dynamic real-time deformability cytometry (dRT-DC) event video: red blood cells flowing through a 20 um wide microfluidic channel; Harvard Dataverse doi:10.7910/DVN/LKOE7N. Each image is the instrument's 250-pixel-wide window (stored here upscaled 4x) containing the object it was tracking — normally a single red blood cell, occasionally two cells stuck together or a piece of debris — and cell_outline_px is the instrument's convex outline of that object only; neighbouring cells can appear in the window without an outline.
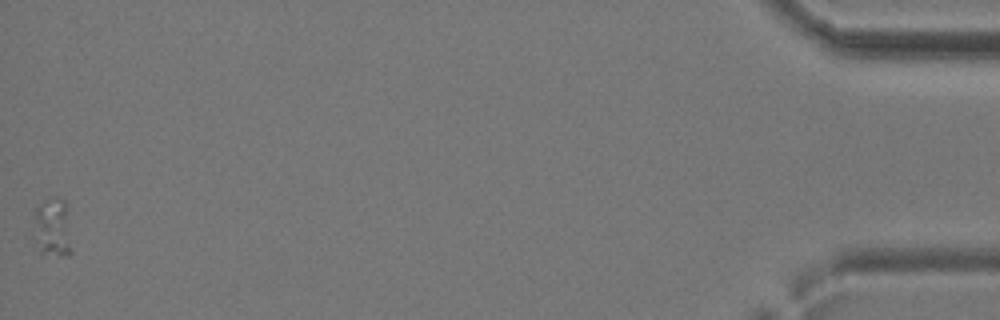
{"species": "common noctule bat (a hibernating species)", "species_latin": "Nyctalus noctula", "temperature_condition": "cold", "stored_images_in_passage": 27, "camera_frame_rate_fps": 3000, "um_per_image_px": 0.085, "animal": {"sex": "female", "body_mass_g": 24.6, "forearm_length_mm": 56.2}, "frame": {"image": 1, "passage_image": 27, "time_ms": 8.667, "image_size_px": [1000, 320], "cell_outline_px": [[72, 252], [68, 256], [40, 256], [32, 236], [36, 204], [56, 196], [64, 200], [68, 204]], "centroid_in_image_um": [4.46, 19.39], "position_along_channel_um": 430.7, "area_um2": 14.22}}